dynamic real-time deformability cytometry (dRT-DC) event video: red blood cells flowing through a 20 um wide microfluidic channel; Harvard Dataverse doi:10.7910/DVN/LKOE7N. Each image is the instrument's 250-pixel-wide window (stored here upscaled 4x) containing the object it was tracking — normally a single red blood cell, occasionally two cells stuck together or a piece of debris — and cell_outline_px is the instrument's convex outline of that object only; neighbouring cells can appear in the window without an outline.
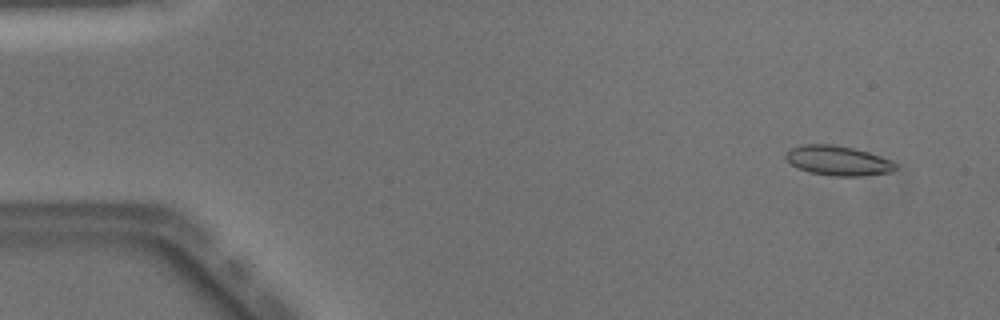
{"species": "Egyptian fruit bat (a non-hibernating species)", "species_latin": "Rousettus aegyptiacus", "temperature_condition": "warm", "stored_images_in_passage": 50, "camera_frame_rate_fps": 3000, "um_per_image_px": 0.085, "animal": {"sex": "male"}, "frame": {"image": 1, "passage_image": 4, "time_ms": 1.0, "image_size_px": [1000, 320], "cell_outline_px": [[896, 168], [892, 172], [860, 176], [832, 176], [808, 172], [796, 168], [784, 156], [792, 148], [804, 144], [832, 144], [852, 148], [868, 152], [880, 156], [896, 164]], "centroid_in_image_um": [71.21, 13.66], "position_along_channel_um": 13.8, "area_um2": 18.84}}
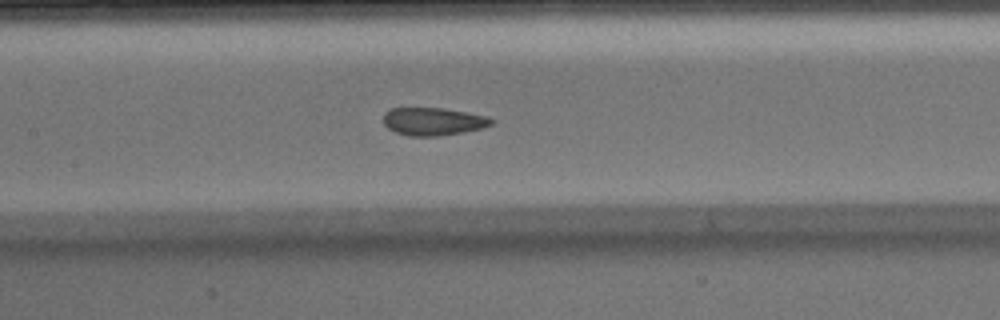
{"frame": {"image": 2, "passage_image": 24, "time_ms": 7.667, "image_size_px": [1000, 320], "cell_outline_px": [[496, 120], [492, 124], [484, 128], [464, 132], [436, 136], [408, 136], [396, 132], [388, 128], [384, 124], [384, 112], [388, 108], [444, 108], [488, 116]], "centroid_in_image_um": [36.84, 10.32], "position_along_channel_um": 170.6, "area_um2": 17.69}}
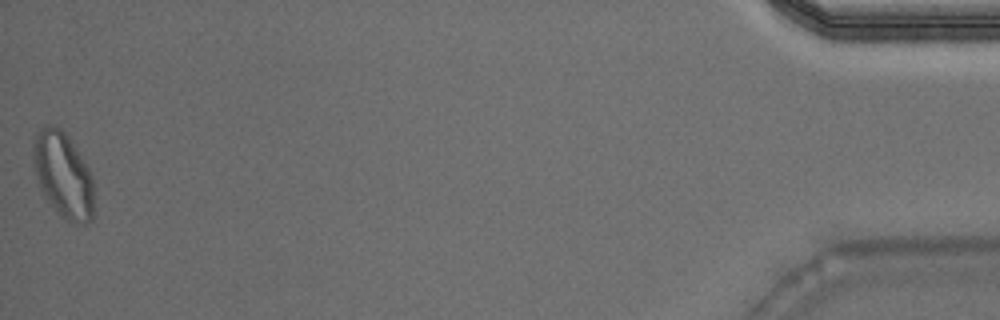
{"frame": {"image": 3, "passage_image": 50, "time_ms": 16.333, "image_size_px": [1000, 320], "cell_outline_px": [[92, 220], [84, 224], [72, 224], [60, 216], [48, 200], [40, 188], [36, 176], [32, 160], [32, 144], [36, 132], [44, 124], [52, 124], [60, 128], [68, 136], [84, 160], [92, 176]], "centroid_in_image_um": [5.33, 14.84], "position_along_channel_um": 429.9, "area_um2": 30.4}, "authors_computed_cell_mechanics": {"area_um2": 18.6694, "velocity_mm_per_s": 4.0725, "shape_relaxation_time_tau1_ms": 6.5079, "shape_relaxation_time_tau2_ms": 1.2595, "deformation_change_tau1": 0.1682, "deformation_change_tau2": 0.0862}}